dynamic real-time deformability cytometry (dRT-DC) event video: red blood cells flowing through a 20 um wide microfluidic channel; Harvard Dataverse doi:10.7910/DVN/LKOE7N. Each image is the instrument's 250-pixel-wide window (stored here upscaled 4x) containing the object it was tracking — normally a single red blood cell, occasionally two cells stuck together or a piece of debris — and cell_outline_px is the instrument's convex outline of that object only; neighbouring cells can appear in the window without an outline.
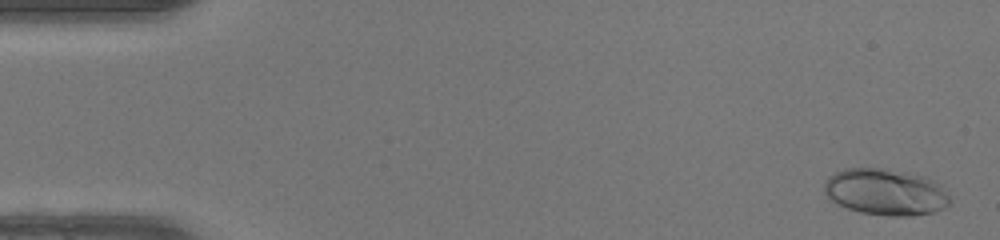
{"species": "human", "species_latin": "Homo sapiens", "temperature_condition": "warm", "stored_images_in_passage": 49, "camera_frame_rate_fps": 3000, "um_per_image_px": 0.085, "donor": {"sex": "female"}, "frame": {"image": 1, "passage_image": 2, "time_ms": 0.333, "image_size_px": [1000, 240], "cell_outline_px": [[952, 200], [944, 208], [932, 212], [912, 216], [888, 216], [860, 212], [836, 204], [824, 192], [824, 180], [828, 176], [844, 168], [884, 168], [924, 176], [940, 184]], "centroid_in_image_um": [75.26, 16.32], "position_along_channel_um": 9.7, "area_um2": 34.16}}
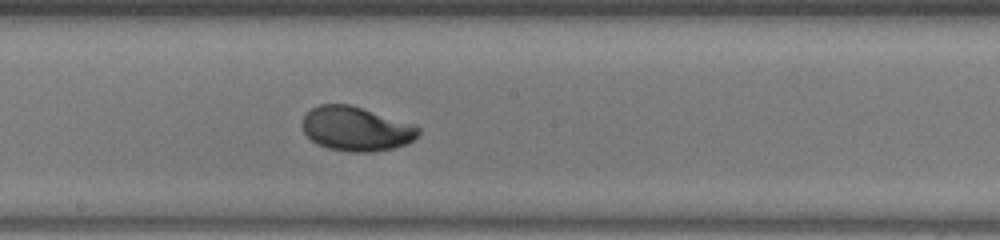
{"frame": {"image": 2, "passage_image": 27, "time_ms": 8.667, "image_size_px": [1000, 240], "cell_outline_px": [[420, 132], [408, 144], [392, 148], [372, 152], [348, 152], [328, 148], [316, 144], [304, 132], [300, 124], [304, 116], [312, 108], [320, 104], [348, 104], [416, 124], [420, 128]], "centroid_in_image_um": [30.27, 10.95], "position_along_channel_um": 217.9, "area_um2": 30.11}}
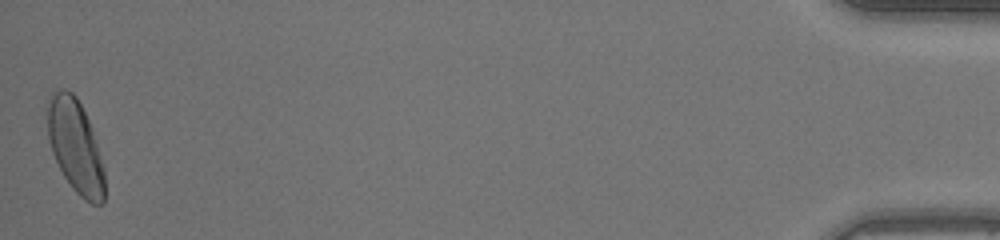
{"frame": {"image": 3, "passage_image": 49, "time_ms": 16.0, "image_size_px": [1000, 240], "cell_outline_px": [[104, 204], [92, 204], [84, 200], [72, 188], [64, 176], [52, 152], [48, 140], [48, 108], [52, 96], [60, 88], [64, 88], [72, 92], [76, 96], [92, 128], [104, 168]], "centroid_in_image_um": [6.43, 12.47], "position_along_channel_um": 428.8, "area_um2": 30.63}, "authors_computed_cell_mechanics": {"area_um2": 29.9404, "velocity_mm_per_s": 4.2438, "shape_relaxation_time_tau1_ms": 2.4835, "shape_relaxation_time_tau2_ms": 1.9211, "deformation_change_tau1": 0.1481, "deformation_change_tau2": 0.0573}}